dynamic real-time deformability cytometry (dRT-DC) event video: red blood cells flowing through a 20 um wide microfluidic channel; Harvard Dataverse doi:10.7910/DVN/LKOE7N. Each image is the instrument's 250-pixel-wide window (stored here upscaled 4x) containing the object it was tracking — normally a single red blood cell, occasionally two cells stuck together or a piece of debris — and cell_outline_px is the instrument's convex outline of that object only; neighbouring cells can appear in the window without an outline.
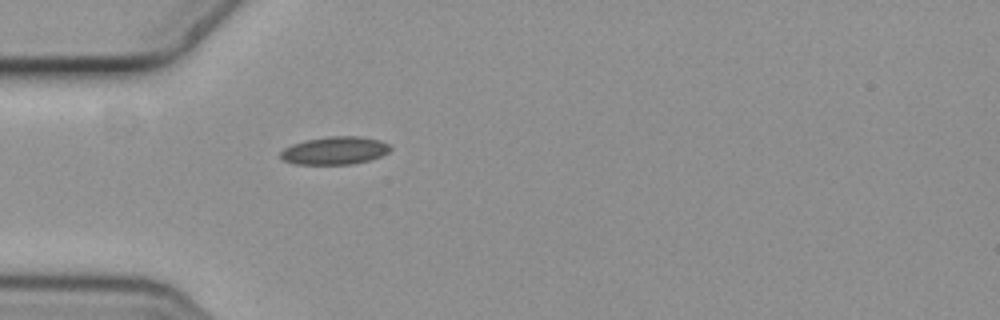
{"species": "common noctule bat (a hibernating species)", "species_latin": "Nyctalus noctula", "temperature_condition": "cold", "stored_images_in_passage": 1, "camera_frame_rate_fps": 3000, "um_per_image_px": 0.085, "animal": {"sex": "female", "body_mass_g": 19.3, "forearm_length_mm": 54.1}, "frame": {"image": 1, "passage_image": 1, "time_ms": 0.0, "image_size_px": [1000, 320], "cell_outline_px": [[392, 148], [388, 152], [372, 160], [352, 164], [296, 164], [284, 160], [280, 156], [280, 152], [284, 148], [292, 144], [304, 140], [328, 136], [360, 136], [380, 140], [392, 144]], "centroid_in_image_um": [28.5, 12.79], "position_along_channel_um": 56.5, "area_um2": 18.03}}